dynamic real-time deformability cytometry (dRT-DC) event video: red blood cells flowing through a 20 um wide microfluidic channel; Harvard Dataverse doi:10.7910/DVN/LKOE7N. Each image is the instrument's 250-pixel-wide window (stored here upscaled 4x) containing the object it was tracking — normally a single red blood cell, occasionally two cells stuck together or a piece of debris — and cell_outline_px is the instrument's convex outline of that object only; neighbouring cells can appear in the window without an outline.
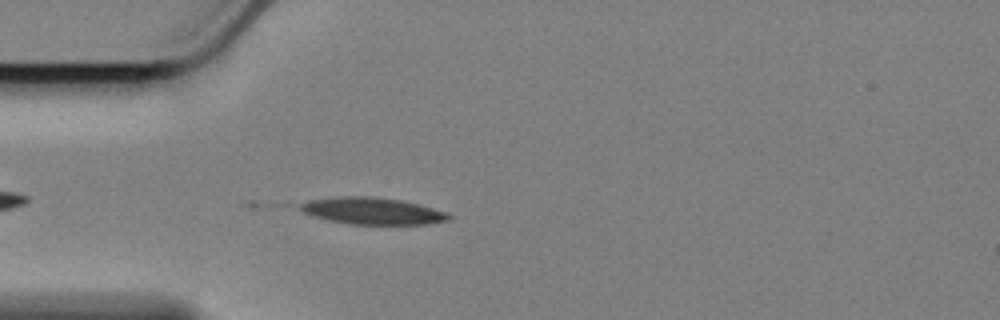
{"species": "Egyptian fruit bat (a non-hibernating species)", "species_latin": "Rousettus aegyptiacus", "temperature_condition": "cold", "stored_images_in_passage": 8, "camera_frame_rate_fps": 3000, "um_per_image_px": 0.085, "animal": {"sex": "female"}, "frame": {"image": 1, "passage_image": 5, "time_ms": 1.333, "image_size_px": [1000, 320], "cell_outline_px": [[452, 220], [428, 224], [348, 224], [328, 220], [304, 212], [296, 208], [300, 204], [308, 200], [340, 196], [372, 196], [400, 200], [420, 204], [444, 212], [452, 216]], "centroid_in_image_um": [31.65, 17.93], "position_along_channel_um": 53.3, "area_um2": 23.24}}